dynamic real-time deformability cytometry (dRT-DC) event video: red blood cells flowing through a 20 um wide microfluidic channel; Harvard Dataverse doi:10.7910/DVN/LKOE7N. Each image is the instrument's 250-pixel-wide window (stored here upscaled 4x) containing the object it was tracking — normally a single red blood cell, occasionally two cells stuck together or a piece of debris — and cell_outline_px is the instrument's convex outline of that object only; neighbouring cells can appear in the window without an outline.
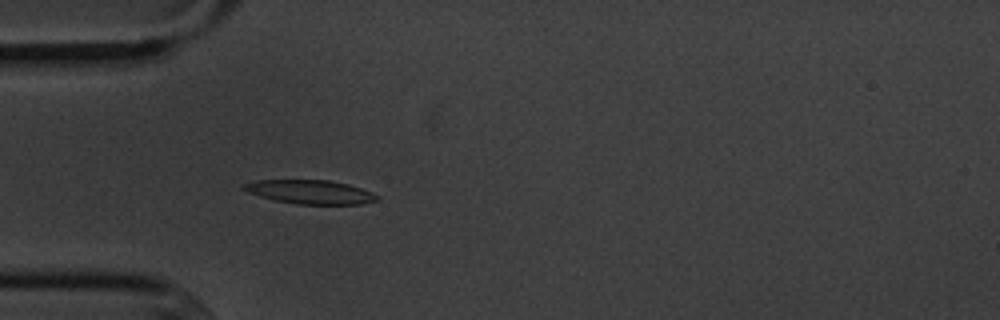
{"species": "common noctule bat (a hibernating species)", "species_latin": "Nyctalus noctula", "temperature_condition": "cold", "stored_images_in_passage": 4, "camera_frame_rate_fps": 3000, "um_per_image_px": 0.085, "animal": {"sex": "male", "body_mass_g": 20.1, "forearm_length_mm": 53.5}, "frame": {"image": 1, "passage_image": 4, "time_ms": 3.667, "image_size_px": [1000, 320], "cell_outline_px": [[376, 200], [360, 204], [296, 204], [276, 200], [260, 196], [248, 192], [240, 188], [244, 184], [256, 180], [328, 180], [348, 184], [372, 192], [376, 196]], "centroid_in_image_um": [26.32, 16.31], "position_along_channel_um": 58.7, "area_um2": 18.26}}